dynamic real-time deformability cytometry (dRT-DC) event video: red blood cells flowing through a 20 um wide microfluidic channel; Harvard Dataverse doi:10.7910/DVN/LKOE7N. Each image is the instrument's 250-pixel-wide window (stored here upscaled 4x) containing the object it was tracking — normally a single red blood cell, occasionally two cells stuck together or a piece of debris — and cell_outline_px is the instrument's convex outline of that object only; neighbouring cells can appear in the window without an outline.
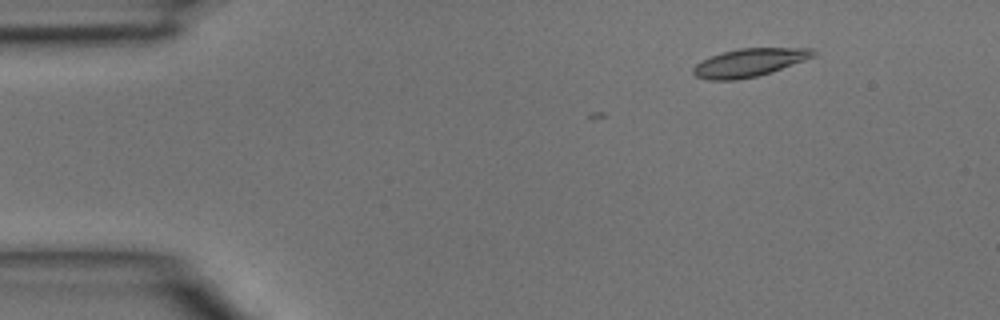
{"species": "common noctule bat (a hibernating species)", "species_latin": "Nyctalus noctula", "temperature_condition": "room temperature", "stored_images_in_passage": 3, "camera_frame_rate_fps": 3000, "um_per_image_px": 0.085, "animal": {"sex": "male", "body_mass_g": 15.6}, "frame": {"image": 1, "passage_image": 2, "time_ms": 0.333, "image_size_px": [1000, 320], "cell_outline_px": [[816, 56], [772, 72], [756, 76], [736, 80], [708, 80], [696, 76], [692, 72], [692, 68], [696, 64], [712, 56], [724, 52], [740, 48], [812, 48], [816, 52]], "centroid_in_image_um": [63.72, 5.32], "position_along_channel_um": 21.3, "area_um2": 19.54}}
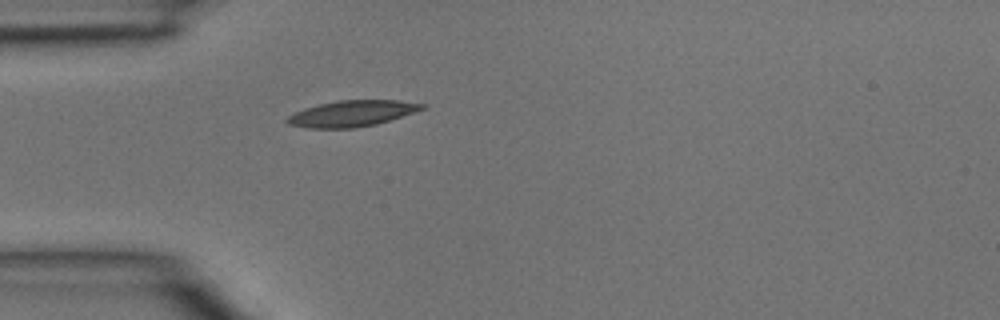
{"frame": {"image": 2, "passage_image": 3, "time_ms": 0.667, "image_size_px": [1000, 320], "cell_outline_px": [[428, 108], [376, 124], [356, 128], [308, 128], [288, 124], [284, 120], [288, 116], [304, 108], [320, 104], [340, 100], [396, 100], [428, 104]], "centroid_in_image_um": [29.95, 9.65], "position_along_channel_um": 55.1, "area_um2": 20.52}}